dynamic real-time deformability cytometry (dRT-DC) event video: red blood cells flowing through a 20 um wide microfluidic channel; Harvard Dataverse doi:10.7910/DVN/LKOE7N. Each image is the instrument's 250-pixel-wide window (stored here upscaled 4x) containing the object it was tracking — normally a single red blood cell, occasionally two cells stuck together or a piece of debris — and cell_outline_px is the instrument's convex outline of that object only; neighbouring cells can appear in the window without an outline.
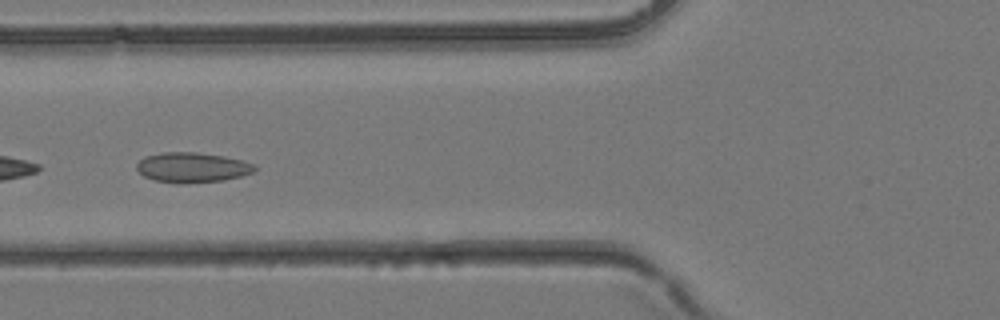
{"species": "common noctule bat (a hibernating species)", "species_latin": "Nyctalus noctula", "temperature_condition": "room temperature", "stored_images_in_passage": 4, "camera_frame_rate_fps": 3000, "um_per_image_px": 0.085, "animal": {"sex": "female", "body_mass_g": 24.6, "forearm_length_mm": 56.2}, "frame": {"image": 1, "passage_image": 4, "time_ms": 1.0, "image_size_px": [1000, 320], "cell_outline_px": [[256, 168], [252, 172], [240, 176], [224, 180], [180, 184], [152, 180], [144, 176], [136, 168], [136, 164], [144, 156], [164, 152], [196, 152], [224, 156], [240, 160], [252, 164]], "centroid_in_image_um": [16.28, 14.23], "position_along_channel_um": 109.5, "area_um2": 20.58}}